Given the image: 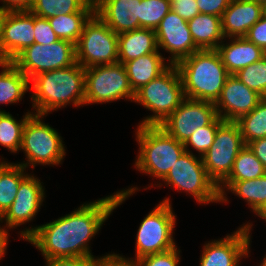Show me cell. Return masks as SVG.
<instances>
[{"mask_svg":"<svg viewBox=\"0 0 266 266\" xmlns=\"http://www.w3.org/2000/svg\"><path fill=\"white\" fill-rule=\"evenodd\" d=\"M139 191L137 187L117 191L96 201L84 203L70 214L49 223L20 231V236L40 250L44 259L95 257L89 243L98 234L111 213L128 197Z\"/></svg>","mask_w":266,"mask_h":266,"instance_id":"6da1fadb","label":"cell"},{"mask_svg":"<svg viewBox=\"0 0 266 266\" xmlns=\"http://www.w3.org/2000/svg\"><path fill=\"white\" fill-rule=\"evenodd\" d=\"M33 113L47 116L67 104L85 105V68L77 62L70 67L34 76L30 83Z\"/></svg>","mask_w":266,"mask_h":266,"instance_id":"7a4b0ae2","label":"cell"},{"mask_svg":"<svg viewBox=\"0 0 266 266\" xmlns=\"http://www.w3.org/2000/svg\"><path fill=\"white\" fill-rule=\"evenodd\" d=\"M185 98L215 103L230 75L216 50H199L176 64Z\"/></svg>","mask_w":266,"mask_h":266,"instance_id":"3957f363","label":"cell"},{"mask_svg":"<svg viewBox=\"0 0 266 266\" xmlns=\"http://www.w3.org/2000/svg\"><path fill=\"white\" fill-rule=\"evenodd\" d=\"M135 133L139 153L134 166L140 173L163 180L186 151L184 144L160 126L137 125Z\"/></svg>","mask_w":266,"mask_h":266,"instance_id":"277c9868","label":"cell"},{"mask_svg":"<svg viewBox=\"0 0 266 266\" xmlns=\"http://www.w3.org/2000/svg\"><path fill=\"white\" fill-rule=\"evenodd\" d=\"M185 99L181 77L176 65H170L162 74L135 92L133 102L153 112L139 125L159 126Z\"/></svg>","mask_w":266,"mask_h":266,"instance_id":"5b68a950","label":"cell"},{"mask_svg":"<svg viewBox=\"0 0 266 266\" xmlns=\"http://www.w3.org/2000/svg\"><path fill=\"white\" fill-rule=\"evenodd\" d=\"M44 116L33 113L24 126L20 150L27 160L16 164L26 169L29 166L35 169L37 164L60 165L66 156L62 137L48 123H44Z\"/></svg>","mask_w":266,"mask_h":266,"instance_id":"8992f818","label":"cell"},{"mask_svg":"<svg viewBox=\"0 0 266 266\" xmlns=\"http://www.w3.org/2000/svg\"><path fill=\"white\" fill-rule=\"evenodd\" d=\"M176 216L170 198H164L140 223L136 236L135 259L120 257L134 261L143 256L162 253L173 249L175 244L173 232Z\"/></svg>","mask_w":266,"mask_h":266,"instance_id":"52a82bcc","label":"cell"},{"mask_svg":"<svg viewBox=\"0 0 266 266\" xmlns=\"http://www.w3.org/2000/svg\"><path fill=\"white\" fill-rule=\"evenodd\" d=\"M165 186L185 191L200 204L220 202L216 183L208 176L203 159L185 151L162 180Z\"/></svg>","mask_w":266,"mask_h":266,"instance_id":"ba28073f","label":"cell"},{"mask_svg":"<svg viewBox=\"0 0 266 266\" xmlns=\"http://www.w3.org/2000/svg\"><path fill=\"white\" fill-rule=\"evenodd\" d=\"M76 62L83 68L118 63V34L94 13L75 45Z\"/></svg>","mask_w":266,"mask_h":266,"instance_id":"9c48e42d","label":"cell"},{"mask_svg":"<svg viewBox=\"0 0 266 266\" xmlns=\"http://www.w3.org/2000/svg\"><path fill=\"white\" fill-rule=\"evenodd\" d=\"M124 64L115 63L85 68V105L108 103L120 99L134 101Z\"/></svg>","mask_w":266,"mask_h":266,"instance_id":"30bf717a","label":"cell"},{"mask_svg":"<svg viewBox=\"0 0 266 266\" xmlns=\"http://www.w3.org/2000/svg\"><path fill=\"white\" fill-rule=\"evenodd\" d=\"M11 62L31 80L38 74L75 64V44L60 39L50 45L33 43Z\"/></svg>","mask_w":266,"mask_h":266,"instance_id":"8fae6325","label":"cell"},{"mask_svg":"<svg viewBox=\"0 0 266 266\" xmlns=\"http://www.w3.org/2000/svg\"><path fill=\"white\" fill-rule=\"evenodd\" d=\"M239 125L224 121L213 144L202 157L208 176L219 186L231 173L238 153L245 147Z\"/></svg>","mask_w":266,"mask_h":266,"instance_id":"7c38bea8","label":"cell"},{"mask_svg":"<svg viewBox=\"0 0 266 266\" xmlns=\"http://www.w3.org/2000/svg\"><path fill=\"white\" fill-rule=\"evenodd\" d=\"M217 117L213 102L185 98L159 126L184 144L198 128L210 125Z\"/></svg>","mask_w":266,"mask_h":266,"instance_id":"4fadbf2b","label":"cell"},{"mask_svg":"<svg viewBox=\"0 0 266 266\" xmlns=\"http://www.w3.org/2000/svg\"><path fill=\"white\" fill-rule=\"evenodd\" d=\"M252 226L247 222L231 235L205 243L199 266H240L241 258L249 257Z\"/></svg>","mask_w":266,"mask_h":266,"instance_id":"5bb4252c","label":"cell"},{"mask_svg":"<svg viewBox=\"0 0 266 266\" xmlns=\"http://www.w3.org/2000/svg\"><path fill=\"white\" fill-rule=\"evenodd\" d=\"M43 182L36 176L29 174L20 184L16 197L8 210L0 217V229L9 235V229H15L20 225L32 221L45 199ZM6 227V228H5ZM8 229V230H7Z\"/></svg>","mask_w":266,"mask_h":266,"instance_id":"9a60e30c","label":"cell"},{"mask_svg":"<svg viewBox=\"0 0 266 266\" xmlns=\"http://www.w3.org/2000/svg\"><path fill=\"white\" fill-rule=\"evenodd\" d=\"M155 33L158 50L161 48L171 54L167 61L171 65H176L194 52L199 51L192 39L188 22L172 9L161 20Z\"/></svg>","mask_w":266,"mask_h":266,"instance_id":"2e32d148","label":"cell"},{"mask_svg":"<svg viewBox=\"0 0 266 266\" xmlns=\"http://www.w3.org/2000/svg\"><path fill=\"white\" fill-rule=\"evenodd\" d=\"M34 14L8 11L2 23L0 61H12L26 47L35 43Z\"/></svg>","mask_w":266,"mask_h":266,"instance_id":"e0dca14e","label":"cell"},{"mask_svg":"<svg viewBox=\"0 0 266 266\" xmlns=\"http://www.w3.org/2000/svg\"><path fill=\"white\" fill-rule=\"evenodd\" d=\"M258 92L243 84L235 75H229L220 97L214 103L217 115L224 121H236L250 113L263 99Z\"/></svg>","mask_w":266,"mask_h":266,"instance_id":"ac0fdd59","label":"cell"},{"mask_svg":"<svg viewBox=\"0 0 266 266\" xmlns=\"http://www.w3.org/2000/svg\"><path fill=\"white\" fill-rule=\"evenodd\" d=\"M263 16V5L254 0H231L221 17L225 38L245 37L248 30Z\"/></svg>","mask_w":266,"mask_h":266,"instance_id":"d6986e66","label":"cell"},{"mask_svg":"<svg viewBox=\"0 0 266 266\" xmlns=\"http://www.w3.org/2000/svg\"><path fill=\"white\" fill-rule=\"evenodd\" d=\"M141 0H101L95 13L118 35L140 29Z\"/></svg>","mask_w":266,"mask_h":266,"instance_id":"ffe728a7","label":"cell"},{"mask_svg":"<svg viewBox=\"0 0 266 266\" xmlns=\"http://www.w3.org/2000/svg\"><path fill=\"white\" fill-rule=\"evenodd\" d=\"M216 48L223 65L230 75L263 58L266 53L245 37L227 38Z\"/></svg>","mask_w":266,"mask_h":266,"instance_id":"44dd1931","label":"cell"},{"mask_svg":"<svg viewBox=\"0 0 266 266\" xmlns=\"http://www.w3.org/2000/svg\"><path fill=\"white\" fill-rule=\"evenodd\" d=\"M220 203L228 202L226 192L245 200L248 207L258 215L266 206V174L256 179L243 181H223L218 186Z\"/></svg>","mask_w":266,"mask_h":266,"instance_id":"7402d4cb","label":"cell"},{"mask_svg":"<svg viewBox=\"0 0 266 266\" xmlns=\"http://www.w3.org/2000/svg\"><path fill=\"white\" fill-rule=\"evenodd\" d=\"M157 50L154 53L124 63L131 88L134 92L162 74L171 64Z\"/></svg>","mask_w":266,"mask_h":266,"instance_id":"603a6c76","label":"cell"},{"mask_svg":"<svg viewBox=\"0 0 266 266\" xmlns=\"http://www.w3.org/2000/svg\"><path fill=\"white\" fill-rule=\"evenodd\" d=\"M158 50L155 30L140 28L118 35V62L139 58Z\"/></svg>","mask_w":266,"mask_h":266,"instance_id":"cb8c5ba5","label":"cell"},{"mask_svg":"<svg viewBox=\"0 0 266 266\" xmlns=\"http://www.w3.org/2000/svg\"><path fill=\"white\" fill-rule=\"evenodd\" d=\"M192 39L199 50H216L227 40L222 32L221 17L199 13L187 21Z\"/></svg>","mask_w":266,"mask_h":266,"instance_id":"d4e9b609","label":"cell"},{"mask_svg":"<svg viewBox=\"0 0 266 266\" xmlns=\"http://www.w3.org/2000/svg\"><path fill=\"white\" fill-rule=\"evenodd\" d=\"M0 66V104H17L30 90V80L11 61Z\"/></svg>","mask_w":266,"mask_h":266,"instance_id":"484cf974","label":"cell"},{"mask_svg":"<svg viewBox=\"0 0 266 266\" xmlns=\"http://www.w3.org/2000/svg\"><path fill=\"white\" fill-rule=\"evenodd\" d=\"M0 161V217L13 203L21 182L29 175L26 168L16 163ZM26 173V174H25Z\"/></svg>","mask_w":266,"mask_h":266,"instance_id":"4316f807","label":"cell"},{"mask_svg":"<svg viewBox=\"0 0 266 266\" xmlns=\"http://www.w3.org/2000/svg\"><path fill=\"white\" fill-rule=\"evenodd\" d=\"M95 12H76L71 14H59L48 19L52 29L60 40H66L77 44L84 24Z\"/></svg>","mask_w":266,"mask_h":266,"instance_id":"83f0119b","label":"cell"},{"mask_svg":"<svg viewBox=\"0 0 266 266\" xmlns=\"http://www.w3.org/2000/svg\"><path fill=\"white\" fill-rule=\"evenodd\" d=\"M33 114L26 112L18 121L12 114L0 109V145L7 148L11 153L20 151L22 145L23 129L27 119Z\"/></svg>","mask_w":266,"mask_h":266,"instance_id":"f1b7e54d","label":"cell"},{"mask_svg":"<svg viewBox=\"0 0 266 266\" xmlns=\"http://www.w3.org/2000/svg\"><path fill=\"white\" fill-rule=\"evenodd\" d=\"M247 146L250 142L266 137V97L248 114L235 121Z\"/></svg>","mask_w":266,"mask_h":266,"instance_id":"f546056e","label":"cell"},{"mask_svg":"<svg viewBox=\"0 0 266 266\" xmlns=\"http://www.w3.org/2000/svg\"><path fill=\"white\" fill-rule=\"evenodd\" d=\"M35 16L49 19L59 14L76 12H95L86 6L82 0H33L29 9Z\"/></svg>","mask_w":266,"mask_h":266,"instance_id":"4dcf8cb0","label":"cell"},{"mask_svg":"<svg viewBox=\"0 0 266 266\" xmlns=\"http://www.w3.org/2000/svg\"><path fill=\"white\" fill-rule=\"evenodd\" d=\"M266 174V168L245 146L237 155L231 173L224 181L256 179Z\"/></svg>","mask_w":266,"mask_h":266,"instance_id":"1f68e13d","label":"cell"},{"mask_svg":"<svg viewBox=\"0 0 266 266\" xmlns=\"http://www.w3.org/2000/svg\"><path fill=\"white\" fill-rule=\"evenodd\" d=\"M170 10L171 2L169 0H141L139 11L140 27L155 30Z\"/></svg>","mask_w":266,"mask_h":266,"instance_id":"d6a6232c","label":"cell"},{"mask_svg":"<svg viewBox=\"0 0 266 266\" xmlns=\"http://www.w3.org/2000/svg\"><path fill=\"white\" fill-rule=\"evenodd\" d=\"M235 76L247 87L266 97V55L239 70Z\"/></svg>","mask_w":266,"mask_h":266,"instance_id":"836d02e7","label":"cell"},{"mask_svg":"<svg viewBox=\"0 0 266 266\" xmlns=\"http://www.w3.org/2000/svg\"><path fill=\"white\" fill-rule=\"evenodd\" d=\"M223 122V119L217 117L210 125L198 128L184 143L185 150L190 152V146L198 152L200 157H203L213 144L216 131Z\"/></svg>","mask_w":266,"mask_h":266,"instance_id":"e575fe53","label":"cell"},{"mask_svg":"<svg viewBox=\"0 0 266 266\" xmlns=\"http://www.w3.org/2000/svg\"><path fill=\"white\" fill-rule=\"evenodd\" d=\"M180 249L174 247L168 251L143 256L134 260L137 266H178L180 262Z\"/></svg>","mask_w":266,"mask_h":266,"instance_id":"d590c367","label":"cell"},{"mask_svg":"<svg viewBox=\"0 0 266 266\" xmlns=\"http://www.w3.org/2000/svg\"><path fill=\"white\" fill-rule=\"evenodd\" d=\"M34 36L35 43L50 45L53 42L59 40L58 36L55 34L51 27L50 22L46 18H41L34 15Z\"/></svg>","mask_w":266,"mask_h":266,"instance_id":"8d00e7d4","label":"cell"},{"mask_svg":"<svg viewBox=\"0 0 266 266\" xmlns=\"http://www.w3.org/2000/svg\"><path fill=\"white\" fill-rule=\"evenodd\" d=\"M46 266H98L101 257L48 258Z\"/></svg>","mask_w":266,"mask_h":266,"instance_id":"74e56055","label":"cell"},{"mask_svg":"<svg viewBox=\"0 0 266 266\" xmlns=\"http://www.w3.org/2000/svg\"><path fill=\"white\" fill-rule=\"evenodd\" d=\"M247 38L251 43L259 46L266 53V16H262L246 34Z\"/></svg>","mask_w":266,"mask_h":266,"instance_id":"f35d334b","label":"cell"},{"mask_svg":"<svg viewBox=\"0 0 266 266\" xmlns=\"http://www.w3.org/2000/svg\"><path fill=\"white\" fill-rule=\"evenodd\" d=\"M171 9L186 21L193 19L200 13L196 0L172 1Z\"/></svg>","mask_w":266,"mask_h":266,"instance_id":"ab89813d","label":"cell"},{"mask_svg":"<svg viewBox=\"0 0 266 266\" xmlns=\"http://www.w3.org/2000/svg\"><path fill=\"white\" fill-rule=\"evenodd\" d=\"M200 13L222 17L231 0H196Z\"/></svg>","mask_w":266,"mask_h":266,"instance_id":"60d3db41","label":"cell"},{"mask_svg":"<svg viewBox=\"0 0 266 266\" xmlns=\"http://www.w3.org/2000/svg\"><path fill=\"white\" fill-rule=\"evenodd\" d=\"M98 266H137L134 261L126 260L118 254L109 253L101 257Z\"/></svg>","mask_w":266,"mask_h":266,"instance_id":"b9f144b4","label":"cell"},{"mask_svg":"<svg viewBox=\"0 0 266 266\" xmlns=\"http://www.w3.org/2000/svg\"><path fill=\"white\" fill-rule=\"evenodd\" d=\"M2 6L0 8L8 11H29L33 0H0Z\"/></svg>","mask_w":266,"mask_h":266,"instance_id":"7bdbcfd3","label":"cell"},{"mask_svg":"<svg viewBox=\"0 0 266 266\" xmlns=\"http://www.w3.org/2000/svg\"><path fill=\"white\" fill-rule=\"evenodd\" d=\"M247 146L266 168V137L252 141Z\"/></svg>","mask_w":266,"mask_h":266,"instance_id":"ee69618b","label":"cell"},{"mask_svg":"<svg viewBox=\"0 0 266 266\" xmlns=\"http://www.w3.org/2000/svg\"><path fill=\"white\" fill-rule=\"evenodd\" d=\"M8 237L9 235H7L6 233H4L1 229H0V260H2V258L4 257V255H6V248L8 245Z\"/></svg>","mask_w":266,"mask_h":266,"instance_id":"f6af8a7d","label":"cell"},{"mask_svg":"<svg viewBox=\"0 0 266 266\" xmlns=\"http://www.w3.org/2000/svg\"><path fill=\"white\" fill-rule=\"evenodd\" d=\"M83 3L86 6L91 7L94 11L99 7V5L101 4V0H82Z\"/></svg>","mask_w":266,"mask_h":266,"instance_id":"bcb514c9","label":"cell"},{"mask_svg":"<svg viewBox=\"0 0 266 266\" xmlns=\"http://www.w3.org/2000/svg\"><path fill=\"white\" fill-rule=\"evenodd\" d=\"M6 11L2 10L0 8V42H1V37H2V23H3V19L5 17Z\"/></svg>","mask_w":266,"mask_h":266,"instance_id":"7dc6e473","label":"cell"},{"mask_svg":"<svg viewBox=\"0 0 266 266\" xmlns=\"http://www.w3.org/2000/svg\"><path fill=\"white\" fill-rule=\"evenodd\" d=\"M257 216L260 217L261 219H263L266 222V206L264 207V209Z\"/></svg>","mask_w":266,"mask_h":266,"instance_id":"c3c4849f","label":"cell"},{"mask_svg":"<svg viewBox=\"0 0 266 266\" xmlns=\"http://www.w3.org/2000/svg\"><path fill=\"white\" fill-rule=\"evenodd\" d=\"M263 258H264V259L261 260L262 262L260 263L259 266H266V255H265V257H263Z\"/></svg>","mask_w":266,"mask_h":266,"instance_id":"681fc988","label":"cell"},{"mask_svg":"<svg viewBox=\"0 0 266 266\" xmlns=\"http://www.w3.org/2000/svg\"><path fill=\"white\" fill-rule=\"evenodd\" d=\"M258 4L264 5L266 3V0H254Z\"/></svg>","mask_w":266,"mask_h":266,"instance_id":"f907efd6","label":"cell"},{"mask_svg":"<svg viewBox=\"0 0 266 266\" xmlns=\"http://www.w3.org/2000/svg\"><path fill=\"white\" fill-rule=\"evenodd\" d=\"M263 15L266 16V3L263 5Z\"/></svg>","mask_w":266,"mask_h":266,"instance_id":"816d5d0a","label":"cell"}]
</instances>
